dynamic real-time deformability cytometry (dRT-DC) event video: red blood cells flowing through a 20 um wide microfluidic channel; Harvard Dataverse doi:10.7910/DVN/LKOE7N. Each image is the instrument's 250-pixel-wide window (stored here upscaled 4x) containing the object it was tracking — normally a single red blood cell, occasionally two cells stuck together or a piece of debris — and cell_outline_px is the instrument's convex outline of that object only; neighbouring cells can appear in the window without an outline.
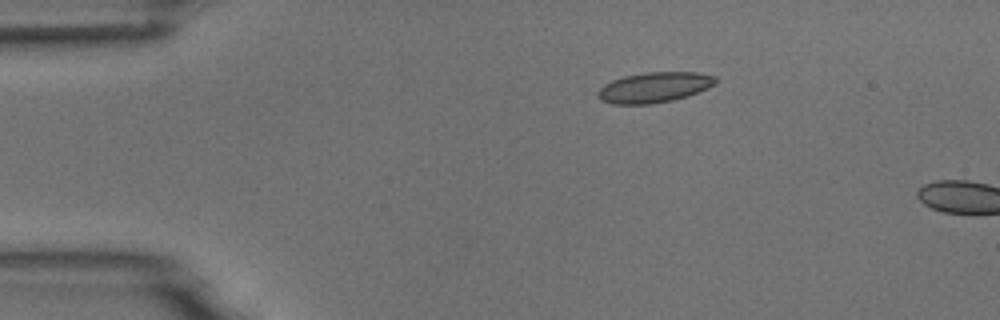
{"species": "common noctule bat (a hibernating species)", "species_latin": "Nyctalus noctula", "temperature_condition": "room temperature", "stored_images_in_passage": 4, "camera_frame_rate_fps": 3000, "um_per_image_px": 0.085, "animal": {"sex": "male", "body_mass_g": 18.8}, "frame": {"image": 1, "passage_image": 3, "time_ms": 2.333, "image_size_px": [1000, 320], "cell_outline_px": [[720, 80], [708, 88], [688, 96], [672, 100], [652, 104], [612, 104], [596, 96], [596, 92], [604, 84], [612, 80], [624, 76], [644, 72], [696, 72], [716, 76]], "centroid_in_image_um": [55.63, 7.42], "position_along_channel_um": 29.4, "area_um2": 20.98}}